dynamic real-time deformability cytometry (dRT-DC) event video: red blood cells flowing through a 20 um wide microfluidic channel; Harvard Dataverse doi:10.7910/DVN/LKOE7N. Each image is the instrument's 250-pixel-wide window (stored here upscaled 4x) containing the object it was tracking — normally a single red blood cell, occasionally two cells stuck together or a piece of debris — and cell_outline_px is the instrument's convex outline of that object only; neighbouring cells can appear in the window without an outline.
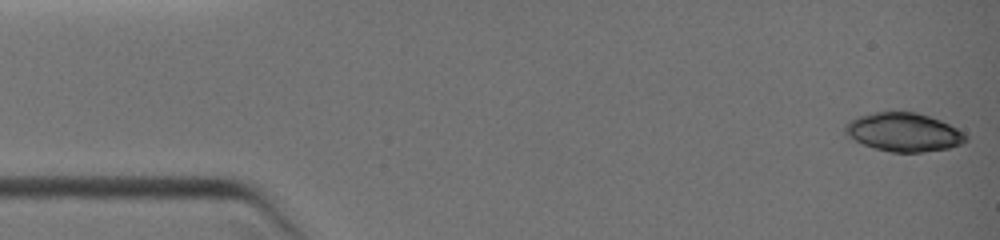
{"species": "common noctule bat (a hibernating species)", "species_latin": "Nyctalus noctula", "temperature_condition": "warm", "stored_images_in_passage": 6, "camera_frame_rate_fps": 3000, "um_per_image_px": 0.085, "animal": {"sex": "female", "body_mass_g": 19.0, "forearm_length_mm": 51.5}, "frame": {"image": 1, "passage_image": 1, "time_ms": 0.0, "image_size_px": [1000, 240], "cell_outline_px": [[968, 140], [960, 144], [948, 148], [924, 152], [892, 152], [876, 148], [864, 144], [848, 136], [844, 132], [844, 124], [856, 116], [872, 112], [916, 112], [940, 120], [964, 132], [968, 136]], "centroid_in_image_um": [76.8, 11.23], "position_along_channel_um": 8.2, "area_um2": 27.05}}
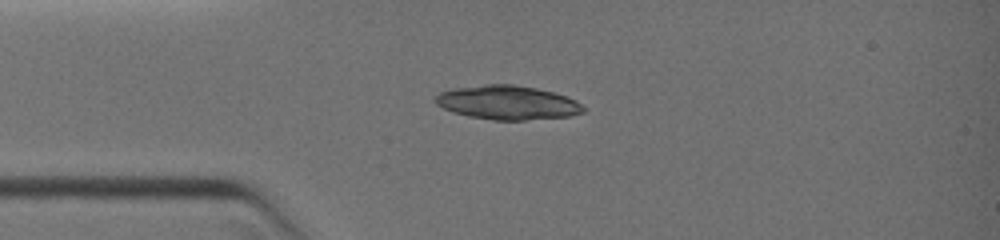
{"frame": {"image": 2, "passage_image": 5, "time_ms": 3.0, "image_size_px": [1000, 240], "cell_outline_px": [[584, 112], [572, 116], [524, 120], [492, 120], [468, 116], [452, 112], [436, 104], [432, 100], [440, 92], [452, 88], [488, 84], [516, 84], [536, 88], [568, 96], [576, 100], [584, 108]], "centroid_in_image_um": [43.13, 8.72], "position_along_channel_um": 41.9, "area_um2": 29.54}}